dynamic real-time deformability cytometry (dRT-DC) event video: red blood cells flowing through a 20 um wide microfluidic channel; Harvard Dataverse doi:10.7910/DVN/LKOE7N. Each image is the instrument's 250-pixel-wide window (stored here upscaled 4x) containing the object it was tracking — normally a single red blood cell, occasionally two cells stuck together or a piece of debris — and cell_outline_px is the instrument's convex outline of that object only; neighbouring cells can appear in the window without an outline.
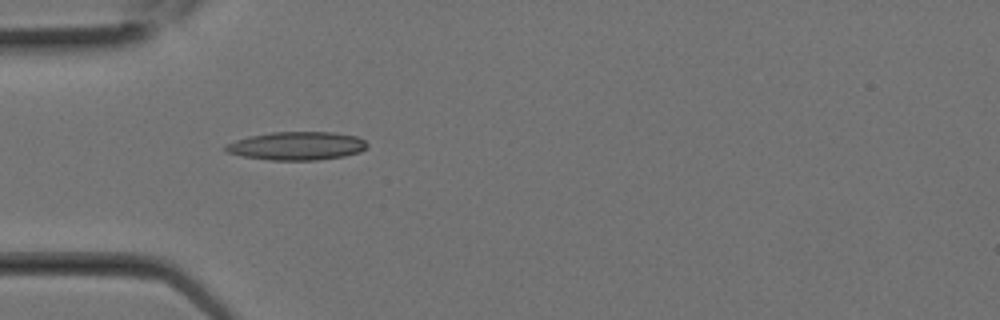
{"species": "Egyptian fruit bat (a non-hibernating species)", "species_latin": "Rousettus aegyptiacus", "temperature_condition": "room temperature", "stored_images_in_passage": 1, "camera_frame_rate_fps": 3000, "um_per_image_px": 0.085, "animal": {"sex": "female"}, "frame": {"image": 1, "passage_image": 1, "time_ms": 0.0, "image_size_px": [1000, 320], "cell_outline_px": [[368, 144], [360, 152], [344, 156], [316, 160], [268, 160], [240, 156], [224, 152], [224, 144], [236, 140], [252, 136], [272, 132], [332, 132], [356, 136], [364, 140]], "centroid_in_image_um": [25.18, 12.41], "position_along_channel_um": 59.8, "area_um2": 23.41}}